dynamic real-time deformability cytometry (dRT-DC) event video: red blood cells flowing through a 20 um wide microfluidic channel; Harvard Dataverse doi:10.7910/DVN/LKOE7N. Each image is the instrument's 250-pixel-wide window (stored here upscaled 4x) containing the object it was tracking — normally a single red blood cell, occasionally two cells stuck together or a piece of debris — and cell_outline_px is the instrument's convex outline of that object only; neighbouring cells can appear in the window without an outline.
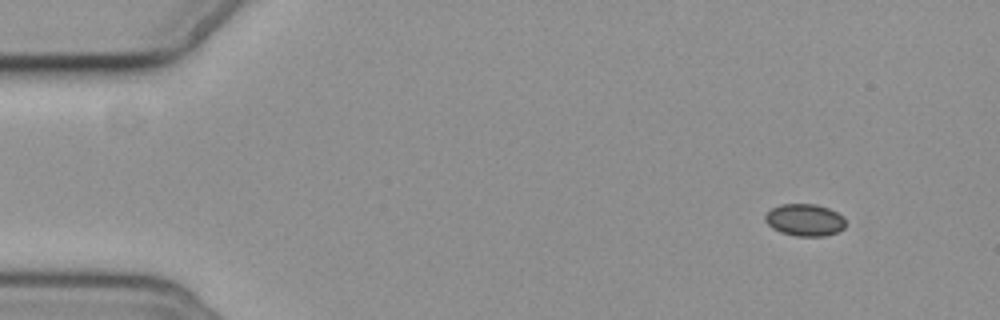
{"species": "common noctule bat (a hibernating species)", "species_latin": "Nyctalus noctula", "temperature_condition": "cold", "stored_images_in_passage": 14, "camera_frame_rate_fps": 3000, "um_per_image_px": 0.085, "animal": {"sex": "female", "body_mass_g": 19.3, "forearm_length_mm": 54.1}, "frame": {"image": 1, "passage_image": 1, "time_ms": 0.0, "image_size_px": [1000, 320], "cell_outline_px": [[844, 228], [836, 232], [824, 236], [796, 236], [780, 232], [772, 228], [764, 220], [764, 216], [772, 208], [780, 204], [816, 204], [828, 208], [844, 216]], "centroid_in_image_um": [68.39, 18.69], "position_along_channel_um": 16.6, "area_um2": 15.03}}
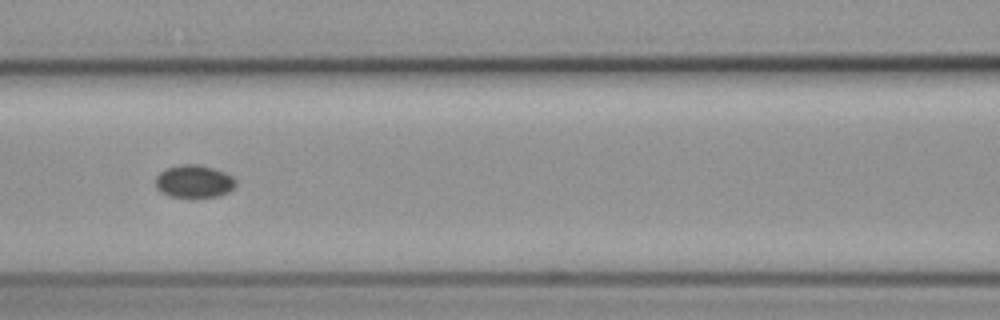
{"frame": {"image": 2, "passage_image": 6, "time_ms": 6.667, "image_size_px": [1000, 320], "cell_outline_px": [[236, 184], [228, 192], [220, 196], [196, 200], [192, 200], [172, 196], [160, 192], [156, 188], [156, 176], [160, 172], [168, 168], [180, 164], [200, 164], [224, 172], [232, 176], [236, 180]], "centroid_in_image_um": [16.5, 15.46], "position_along_channel_um": 150.1, "area_um2": 15.84}}
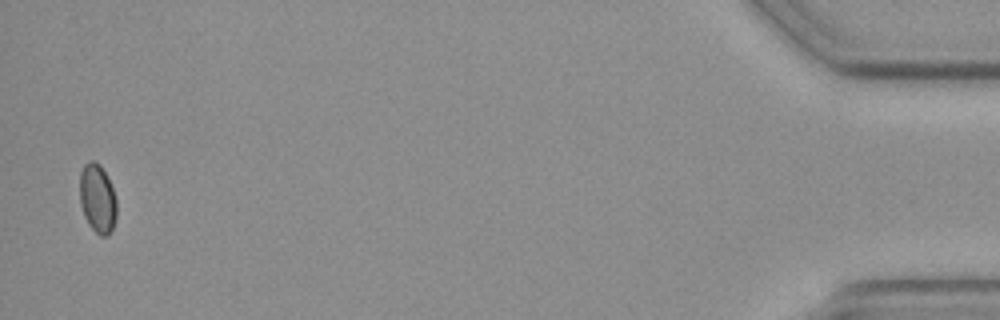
{"frame": {"image": 3, "passage_image": 14, "time_ms": 17.0, "image_size_px": [1000, 320], "cell_outline_px": [[116, 220], [108, 236], [100, 236], [88, 224], [84, 216], [80, 204], [80, 172], [84, 164], [88, 160], [92, 160], [100, 164], [112, 188], [116, 200]], "centroid_in_image_um": [8.27, 16.88], "position_along_channel_um": 426.9, "area_um2": 14.8}}